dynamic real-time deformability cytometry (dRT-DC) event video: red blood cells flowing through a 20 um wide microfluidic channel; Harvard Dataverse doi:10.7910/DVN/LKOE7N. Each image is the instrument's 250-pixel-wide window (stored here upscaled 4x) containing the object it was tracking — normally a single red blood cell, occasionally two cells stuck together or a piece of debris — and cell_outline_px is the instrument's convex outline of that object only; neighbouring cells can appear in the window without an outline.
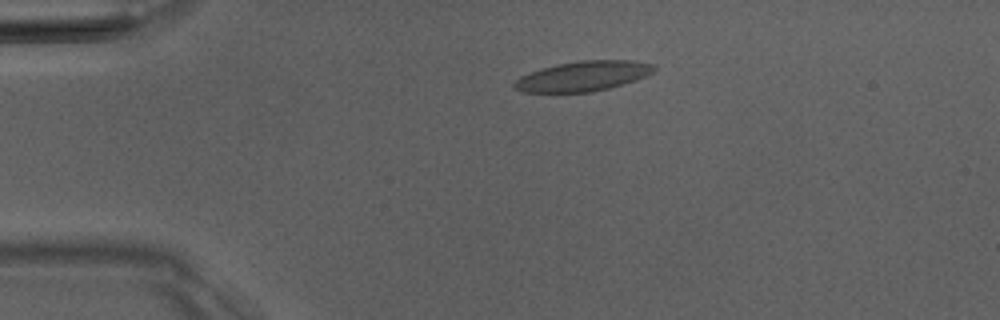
{"species": "Egyptian fruit bat (a non-hibernating species)", "species_latin": "Rousettus aegyptiacus", "temperature_condition": "room temperature", "stored_images_in_passage": 3, "camera_frame_rate_fps": 3000, "um_per_image_px": 0.085, "animal": {"sex": "male"}, "frame": {"image": 1, "passage_image": 1, "time_ms": 0.0, "image_size_px": [1000, 320], "cell_outline_px": [[656, 68], [652, 72], [636, 80], [608, 88], [592, 92], [524, 92], [516, 88], [512, 84], [520, 76], [544, 68], [560, 64], [580, 60], [632, 60], [656, 64]], "centroid_in_image_um": [49.6, 6.47], "position_along_channel_um": 35.4, "area_um2": 24.1}}
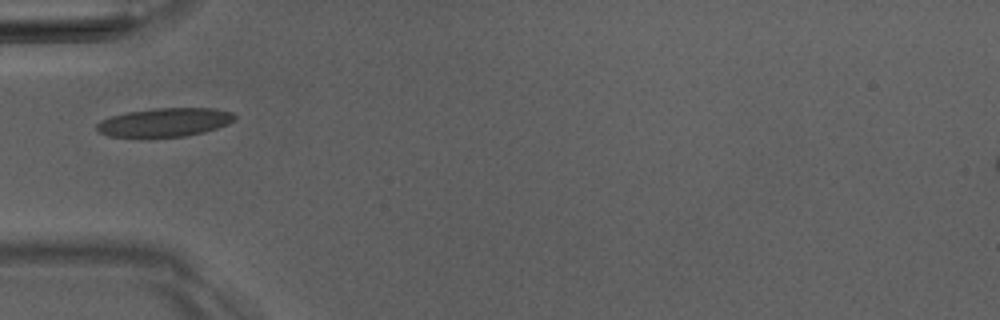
{"frame": {"image": 2, "passage_image": 2, "time_ms": 2.0, "image_size_px": [1000, 320], "cell_outline_px": [[236, 120], [228, 124], [204, 132], [184, 136], [152, 140], [108, 136], [100, 132], [96, 128], [96, 124], [100, 120], [112, 116], [128, 112], [156, 108], [216, 108], [232, 112], [236, 116]], "centroid_in_image_um": [13.98, 10.44], "position_along_channel_um": 71.0, "area_um2": 23.87}}